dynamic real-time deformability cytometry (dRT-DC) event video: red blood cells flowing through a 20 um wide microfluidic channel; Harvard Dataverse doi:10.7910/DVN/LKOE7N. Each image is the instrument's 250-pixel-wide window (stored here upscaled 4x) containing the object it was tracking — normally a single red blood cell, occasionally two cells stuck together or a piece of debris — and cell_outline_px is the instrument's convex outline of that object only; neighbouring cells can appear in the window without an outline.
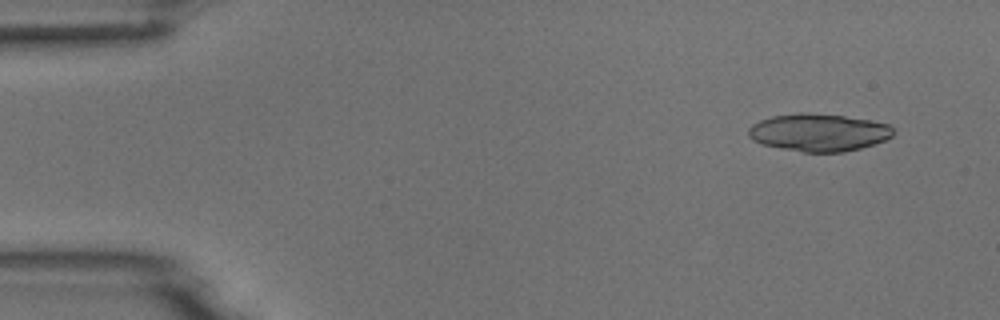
{"species": "common noctule bat (a hibernating species)", "species_latin": "Nyctalus noctula", "temperature_condition": "room temperature", "stored_images_in_passage": 4, "camera_frame_rate_fps": 3000, "um_per_image_px": 0.085, "animal": {"sex": "male", "body_mass_g": 18.8}, "frame": {"image": 1, "passage_image": 1, "time_ms": 0.0, "image_size_px": [1000, 320], "cell_outline_px": [[892, 136], [884, 140], [860, 148], [844, 152], [804, 152], [780, 148], [760, 144], [752, 140], [748, 136], [748, 128], [752, 124], [760, 120], [772, 116], [800, 112], [804, 112], [844, 116], [868, 120], [888, 124], [892, 128]], "centroid_in_image_um": [69.52, 11.26], "position_along_channel_um": 15.5, "area_um2": 31.62}}